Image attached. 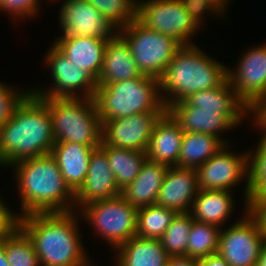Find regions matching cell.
<instances>
[{
  "mask_svg": "<svg viewBox=\"0 0 266 266\" xmlns=\"http://www.w3.org/2000/svg\"><path fill=\"white\" fill-rule=\"evenodd\" d=\"M121 195L106 153L99 147L93 150L84 184L75 193V211L89 202ZM77 208V209H76Z\"/></svg>",
  "mask_w": 266,
  "mask_h": 266,
  "instance_id": "16",
  "label": "cell"
},
{
  "mask_svg": "<svg viewBox=\"0 0 266 266\" xmlns=\"http://www.w3.org/2000/svg\"><path fill=\"white\" fill-rule=\"evenodd\" d=\"M183 101L200 109H218V112L224 113L236 126L246 121L244 118L250 113L248 107L236 96L228 79L216 88L191 93Z\"/></svg>",
  "mask_w": 266,
  "mask_h": 266,
  "instance_id": "21",
  "label": "cell"
},
{
  "mask_svg": "<svg viewBox=\"0 0 266 266\" xmlns=\"http://www.w3.org/2000/svg\"><path fill=\"white\" fill-rule=\"evenodd\" d=\"M193 218L190 212H179L160 238L164 250L169 256H186L188 235Z\"/></svg>",
  "mask_w": 266,
  "mask_h": 266,
  "instance_id": "33",
  "label": "cell"
},
{
  "mask_svg": "<svg viewBox=\"0 0 266 266\" xmlns=\"http://www.w3.org/2000/svg\"><path fill=\"white\" fill-rule=\"evenodd\" d=\"M117 30L136 19L137 0H86Z\"/></svg>",
  "mask_w": 266,
  "mask_h": 266,
  "instance_id": "34",
  "label": "cell"
},
{
  "mask_svg": "<svg viewBox=\"0 0 266 266\" xmlns=\"http://www.w3.org/2000/svg\"><path fill=\"white\" fill-rule=\"evenodd\" d=\"M193 4L197 5L205 15H209V13L215 16L223 17L226 15L227 6H229V2L231 0H189ZM207 13V14H206ZM223 13V14H222Z\"/></svg>",
  "mask_w": 266,
  "mask_h": 266,
  "instance_id": "37",
  "label": "cell"
},
{
  "mask_svg": "<svg viewBox=\"0 0 266 266\" xmlns=\"http://www.w3.org/2000/svg\"><path fill=\"white\" fill-rule=\"evenodd\" d=\"M232 191L199 190L193 200L190 213L196 221L222 227L233 213L234 198Z\"/></svg>",
  "mask_w": 266,
  "mask_h": 266,
  "instance_id": "26",
  "label": "cell"
},
{
  "mask_svg": "<svg viewBox=\"0 0 266 266\" xmlns=\"http://www.w3.org/2000/svg\"><path fill=\"white\" fill-rule=\"evenodd\" d=\"M164 113H138L102 122V143L116 148L147 150L151 135Z\"/></svg>",
  "mask_w": 266,
  "mask_h": 266,
  "instance_id": "15",
  "label": "cell"
},
{
  "mask_svg": "<svg viewBox=\"0 0 266 266\" xmlns=\"http://www.w3.org/2000/svg\"><path fill=\"white\" fill-rule=\"evenodd\" d=\"M0 243L10 266H40L31 239L18 225L11 232L0 235Z\"/></svg>",
  "mask_w": 266,
  "mask_h": 266,
  "instance_id": "29",
  "label": "cell"
},
{
  "mask_svg": "<svg viewBox=\"0 0 266 266\" xmlns=\"http://www.w3.org/2000/svg\"><path fill=\"white\" fill-rule=\"evenodd\" d=\"M81 218L110 245L114 251L136 235L138 208L121 195L87 203L79 209Z\"/></svg>",
  "mask_w": 266,
  "mask_h": 266,
  "instance_id": "8",
  "label": "cell"
},
{
  "mask_svg": "<svg viewBox=\"0 0 266 266\" xmlns=\"http://www.w3.org/2000/svg\"><path fill=\"white\" fill-rule=\"evenodd\" d=\"M166 266H198V260L187 256H170Z\"/></svg>",
  "mask_w": 266,
  "mask_h": 266,
  "instance_id": "42",
  "label": "cell"
},
{
  "mask_svg": "<svg viewBox=\"0 0 266 266\" xmlns=\"http://www.w3.org/2000/svg\"><path fill=\"white\" fill-rule=\"evenodd\" d=\"M100 148L108 157L110 168L120 189L136 178L147 159L145 151L116 148L110 145H100Z\"/></svg>",
  "mask_w": 266,
  "mask_h": 266,
  "instance_id": "28",
  "label": "cell"
},
{
  "mask_svg": "<svg viewBox=\"0 0 266 266\" xmlns=\"http://www.w3.org/2000/svg\"><path fill=\"white\" fill-rule=\"evenodd\" d=\"M108 39L98 37H80L55 39L52 44L69 61L86 70L97 80L103 65V58Z\"/></svg>",
  "mask_w": 266,
  "mask_h": 266,
  "instance_id": "23",
  "label": "cell"
},
{
  "mask_svg": "<svg viewBox=\"0 0 266 266\" xmlns=\"http://www.w3.org/2000/svg\"><path fill=\"white\" fill-rule=\"evenodd\" d=\"M9 168H14L21 202L17 218L32 213L75 210V193L65 183L51 154L21 160Z\"/></svg>",
  "mask_w": 266,
  "mask_h": 266,
  "instance_id": "3",
  "label": "cell"
},
{
  "mask_svg": "<svg viewBox=\"0 0 266 266\" xmlns=\"http://www.w3.org/2000/svg\"><path fill=\"white\" fill-rule=\"evenodd\" d=\"M180 123L167 110L156 123L146 150L152 162L177 166L183 140Z\"/></svg>",
  "mask_w": 266,
  "mask_h": 266,
  "instance_id": "19",
  "label": "cell"
},
{
  "mask_svg": "<svg viewBox=\"0 0 266 266\" xmlns=\"http://www.w3.org/2000/svg\"><path fill=\"white\" fill-rule=\"evenodd\" d=\"M54 143L48 104L30 92L0 129V167L50 154Z\"/></svg>",
  "mask_w": 266,
  "mask_h": 266,
  "instance_id": "2",
  "label": "cell"
},
{
  "mask_svg": "<svg viewBox=\"0 0 266 266\" xmlns=\"http://www.w3.org/2000/svg\"><path fill=\"white\" fill-rule=\"evenodd\" d=\"M249 115L253 117L255 128L261 131L259 134L260 140L257 144L266 152V122L253 109L250 110Z\"/></svg>",
  "mask_w": 266,
  "mask_h": 266,
  "instance_id": "39",
  "label": "cell"
},
{
  "mask_svg": "<svg viewBox=\"0 0 266 266\" xmlns=\"http://www.w3.org/2000/svg\"><path fill=\"white\" fill-rule=\"evenodd\" d=\"M96 147L74 142H55L51 156L55 159L65 183L76 193L84 184L91 153Z\"/></svg>",
  "mask_w": 266,
  "mask_h": 266,
  "instance_id": "22",
  "label": "cell"
},
{
  "mask_svg": "<svg viewBox=\"0 0 266 266\" xmlns=\"http://www.w3.org/2000/svg\"><path fill=\"white\" fill-rule=\"evenodd\" d=\"M52 117L55 142L99 148L102 122L94 98H42Z\"/></svg>",
  "mask_w": 266,
  "mask_h": 266,
  "instance_id": "6",
  "label": "cell"
},
{
  "mask_svg": "<svg viewBox=\"0 0 266 266\" xmlns=\"http://www.w3.org/2000/svg\"><path fill=\"white\" fill-rule=\"evenodd\" d=\"M241 219L220 231L218 254L229 266H257L266 244L259 220L244 209Z\"/></svg>",
  "mask_w": 266,
  "mask_h": 266,
  "instance_id": "11",
  "label": "cell"
},
{
  "mask_svg": "<svg viewBox=\"0 0 266 266\" xmlns=\"http://www.w3.org/2000/svg\"><path fill=\"white\" fill-rule=\"evenodd\" d=\"M227 68L196 44L181 45L159 79L165 107L168 109L191 93L220 86L227 79Z\"/></svg>",
  "mask_w": 266,
  "mask_h": 266,
  "instance_id": "4",
  "label": "cell"
},
{
  "mask_svg": "<svg viewBox=\"0 0 266 266\" xmlns=\"http://www.w3.org/2000/svg\"><path fill=\"white\" fill-rule=\"evenodd\" d=\"M176 211L157 204L138 208L136 236L160 239L171 224Z\"/></svg>",
  "mask_w": 266,
  "mask_h": 266,
  "instance_id": "30",
  "label": "cell"
},
{
  "mask_svg": "<svg viewBox=\"0 0 266 266\" xmlns=\"http://www.w3.org/2000/svg\"><path fill=\"white\" fill-rule=\"evenodd\" d=\"M80 219L75 210L32 213L18 218V226L31 239L40 266H80L89 256L81 240Z\"/></svg>",
  "mask_w": 266,
  "mask_h": 266,
  "instance_id": "1",
  "label": "cell"
},
{
  "mask_svg": "<svg viewBox=\"0 0 266 266\" xmlns=\"http://www.w3.org/2000/svg\"><path fill=\"white\" fill-rule=\"evenodd\" d=\"M247 152L250 188L247 206L250 210L256 203L266 200V152L258 144Z\"/></svg>",
  "mask_w": 266,
  "mask_h": 266,
  "instance_id": "32",
  "label": "cell"
},
{
  "mask_svg": "<svg viewBox=\"0 0 266 266\" xmlns=\"http://www.w3.org/2000/svg\"><path fill=\"white\" fill-rule=\"evenodd\" d=\"M7 205L0 197V235L11 232L18 225L17 213L14 214Z\"/></svg>",
  "mask_w": 266,
  "mask_h": 266,
  "instance_id": "38",
  "label": "cell"
},
{
  "mask_svg": "<svg viewBox=\"0 0 266 266\" xmlns=\"http://www.w3.org/2000/svg\"><path fill=\"white\" fill-rule=\"evenodd\" d=\"M0 266H10L7 262L4 246L0 243Z\"/></svg>",
  "mask_w": 266,
  "mask_h": 266,
  "instance_id": "45",
  "label": "cell"
},
{
  "mask_svg": "<svg viewBox=\"0 0 266 266\" xmlns=\"http://www.w3.org/2000/svg\"><path fill=\"white\" fill-rule=\"evenodd\" d=\"M16 89L0 81V129L13 116L15 109L31 92L30 89Z\"/></svg>",
  "mask_w": 266,
  "mask_h": 266,
  "instance_id": "35",
  "label": "cell"
},
{
  "mask_svg": "<svg viewBox=\"0 0 266 266\" xmlns=\"http://www.w3.org/2000/svg\"><path fill=\"white\" fill-rule=\"evenodd\" d=\"M118 32L128 42L140 73L156 79L161 78L181 46L172 37L145 27L137 19Z\"/></svg>",
  "mask_w": 266,
  "mask_h": 266,
  "instance_id": "9",
  "label": "cell"
},
{
  "mask_svg": "<svg viewBox=\"0 0 266 266\" xmlns=\"http://www.w3.org/2000/svg\"><path fill=\"white\" fill-rule=\"evenodd\" d=\"M250 212L259 220L262 232L266 239V200L256 203Z\"/></svg>",
  "mask_w": 266,
  "mask_h": 266,
  "instance_id": "40",
  "label": "cell"
},
{
  "mask_svg": "<svg viewBox=\"0 0 266 266\" xmlns=\"http://www.w3.org/2000/svg\"><path fill=\"white\" fill-rule=\"evenodd\" d=\"M40 2V0H0V11L11 14L13 21L30 20L29 18H34L41 11Z\"/></svg>",
  "mask_w": 266,
  "mask_h": 266,
  "instance_id": "36",
  "label": "cell"
},
{
  "mask_svg": "<svg viewBox=\"0 0 266 266\" xmlns=\"http://www.w3.org/2000/svg\"><path fill=\"white\" fill-rule=\"evenodd\" d=\"M240 55L234 70L227 68V79L236 96L252 110L266 97V43Z\"/></svg>",
  "mask_w": 266,
  "mask_h": 266,
  "instance_id": "13",
  "label": "cell"
},
{
  "mask_svg": "<svg viewBox=\"0 0 266 266\" xmlns=\"http://www.w3.org/2000/svg\"><path fill=\"white\" fill-rule=\"evenodd\" d=\"M221 228L203 222L193 220L186 256L194 259H201L216 254L219 248V237Z\"/></svg>",
  "mask_w": 266,
  "mask_h": 266,
  "instance_id": "31",
  "label": "cell"
},
{
  "mask_svg": "<svg viewBox=\"0 0 266 266\" xmlns=\"http://www.w3.org/2000/svg\"><path fill=\"white\" fill-rule=\"evenodd\" d=\"M199 192L198 175L194 168H168L156 204L179 212H190Z\"/></svg>",
  "mask_w": 266,
  "mask_h": 266,
  "instance_id": "17",
  "label": "cell"
},
{
  "mask_svg": "<svg viewBox=\"0 0 266 266\" xmlns=\"http://www.w3.org/2000/svg\"><path fill=\"white\" fill-rule=\"evenodd\" d=\"M45 58L53 86L32 88L31 93L41 98H94L97 83L86 70L69 61L53 44Z\"/></svg>",
  "mask_w": 266,
  "mask_h": 266,
  "instance_id": "10",
  "label": "cell"
},
{
  "mask_svg": "<svg viewBox=\"0 0 266 266\" xmlns=\"http://www.w3.org/2000/svg\"><path fill=\"white\" fill-rule=\"evenodd\" d=\"M63 34L57 39L98 37L110 39L118 30L86 0H65L59 10Z\"/></svg>",
  "mask_w": 266,
  "mask_h": 266,
  "instance_id": "14",
  "label": "cell"
},
{
  "mask_svg": "<svg viewBox=\"0 0 266 266\" xmlns=\"http://www.w3.org/2000/svg\"><path fill=\"white\" fill-rule=\"evenodd\" d=\"M229 145H225L196 169L199 190L233 191V187L245 180L244 208L249 210L248 152L245 150L246 153H234V150L230 151Z\"/></svg>",
  "mask_w": 266,
  "mask_h": 266,
  "instance_id": "12",
  "label": "cell"
},
{
  "mask_svg": "<svg viewBox=\"0 0 266 266\" xmlns=\"http://www.w3.org/2000/svg\"><path fill=\"white\" fill-rule=\"evenodd\" d=\"M257 266H266V244L262 247Z\"/></svg>",
  "mask_w": 266,
  "mask_h": 266,
  "instance_id": "44",
  "label": "cell"
},
{
  "mask_svg": "<svg viewBox=\"0 0 266 266\" xmlns=\"http://www.w3.org/2000/svg\"><path fill=\"white\" fill-rule=\"evenodd\" d=\"M204 14L189 0H137L136 19L180 45L195 44L191 40L202 27Z\"/></svg>",
  "mask_w": 266,
  "mask_h": 266,
  "instance_id": "7",
  "label": "cell"
},
{
  "mask_svg": "<svg viewBox=\"0 0 266 266\" xmlns=\"http://www.w3.org/2000/svg\"><path fill=\"white\" fill-rule=\"evenodd\" d=\"M126 39L117 31L106 43L103 65L97 86L140 77Z\"/></svg>",
  "mask_w": 266,
  "mask_h": 266,
  "instance_id": "20",
  "label": "cell"
},
{
  "mask_svg": "<svg viewBox=\"0 0 266 266\" xmlns=\"http://www.w3.org/2000/svg\"><path fill=\"white\" fill-rule=\"evenodd\" d=\"M225 144L210 134L184 132L177 167L197 169Z\"/></svg>",
  "mask_w": 266,
  "mask_h": 266,
  "instance_id": "27",
  "label": "cell"
},
{
  "mask_svg": "<svg viewBox=\"0 0 266 266\" xmlns=\"http://www.w3.org/2000/svg\"><path fill=\"white\" fill-rule=\"evenodd\" d=\"M117 266H166L169 254L160 239L134 236L115 250Z\"/></svg>",
  "mask_w": 266,
  "mask_h": 266,
  "instance_id": "25",
  "label": "cell"
},
{
  "mask_svg": "<svg viewBox=\"0 0 266 266\" xmlns=\"http://www.w3.org/2000/svg\"><path fill=\"white\" fill-rule=\"evenodd\" d=\"M168 168L146 159L136 178L121 189V196L137 208L156 204Z\"/></svg>",
  "mask_w": 266,
  "mask_h": 266,
  "instance_id": "24",
  "label": "cell"
},
{
  "mask_svg": "<svg viewBox=\"0 0 266 266\" xmlns=\"http://www.w3.org/2000/svg\"><path fill=\"white\" fill-rule=\"evenodd\" d=\"M198 266H229L218 253L198 259Z\"/></svg>",
  "mask_w": 266,
  "mask_h": 266,
  "instance_id": "41",
  "label": "cell"
},
{
  "mask_svg": "<svg viewBox=\"0 0 266 266\" xmlns=\"http://www.w3.org/2000/svg\"><path fill=\"white\" fill-rule=\"evenodd\" d=\"M101 121L138 113H165L159 79L147 75L97 86L94 96Z\"/></svg>",
  "mask_w": 266,
  "mask_h": 266,
  "instance_id": "5",
  "label": "cell"
},
{
  "mask_svg": "<svg viewBox=\"0 0 266 266\" xmlns=\"http://www.w3.org/2000/svg\"><path fill=\"white\" fill-rule=\"evenodd\" d=\"M253 110L266 122V97Z\"/></svg>",
  "mask_w": 266,
  "mask_h": 266,
  "instance_id": "43",
  "label": "cell"
},
{
  "mask_svg": "<svg viewBox=\"0 0 266 266\" xmlns=\"http://www.w3.org/2000/svg\"><path fill=\"white\" fill-rule=\"evenodd\" d=\"M91 261L89 260V258L80 266H97V265H91L90 263ZM114 266H117V264H115Z\"/></svg>",
  "mask_w": 266,
  "mask_h": 266,
  "instance_id": "46",
  "label": "cell"
},
{
  "mask_svg": "<svg viewBox=\"0 0 266 266\" xmlns=\"http://www.w3.org/2000/svg\"><path fill=\"white\" fill-rule=\"evenodd\" d=\"M180 123L183 132H198L218 137L225 145L227 142L220 134L237 126L218 109L198 108L187 105L183 100L177 101L167 109Z\"/></svg>",
  "mask_w": 266,
  "mask_h": 266,
  "instance_id": "18",
  "label": "cell"
}]
</instances>
